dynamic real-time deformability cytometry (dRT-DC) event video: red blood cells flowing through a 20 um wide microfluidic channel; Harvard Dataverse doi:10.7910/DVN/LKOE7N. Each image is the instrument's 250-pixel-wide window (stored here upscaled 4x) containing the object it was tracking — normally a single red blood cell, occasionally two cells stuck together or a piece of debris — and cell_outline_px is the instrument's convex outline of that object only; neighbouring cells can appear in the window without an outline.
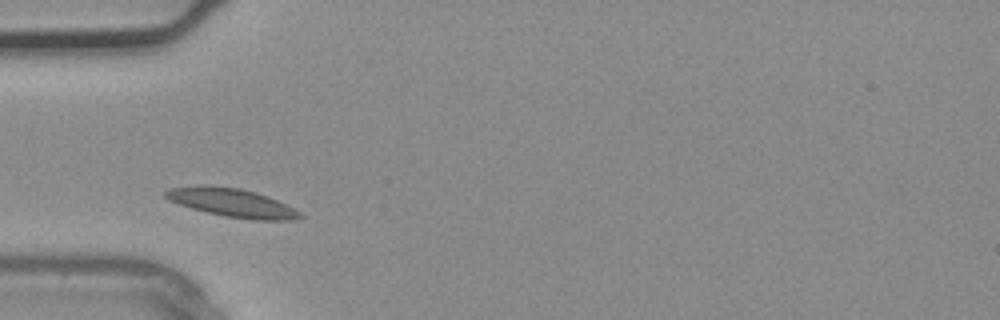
{"species": "common noctule bat (a hibernating species)", "species_latin": "Nyctalus noctula", "temperature_condition": "warm", "stored_images_in_passage": 1, "camera_frame_rate_fps": 3000, "um_per_image_px": 0.085, "animal": {"sex": "male", "body_mass_g": 20.4}, "frame": {"image": 1, "passage_image": 1, "time_ms": 0.0, "image_size_px": [1000, 320], "cell_outline_px": [[304, 216], [292, 220], [252, 220], [224, 216], [192, 208], [168, 200], [164, 196], [164, 192], [168, 188], [200, 184], [204, 184], [240, 188], [256, 192], [268, 196], [300, 212]], "centroid_in_image_um": [19.67, 17.21], "position_along_channel_um": 65.3, "area_um2": 22.37}}